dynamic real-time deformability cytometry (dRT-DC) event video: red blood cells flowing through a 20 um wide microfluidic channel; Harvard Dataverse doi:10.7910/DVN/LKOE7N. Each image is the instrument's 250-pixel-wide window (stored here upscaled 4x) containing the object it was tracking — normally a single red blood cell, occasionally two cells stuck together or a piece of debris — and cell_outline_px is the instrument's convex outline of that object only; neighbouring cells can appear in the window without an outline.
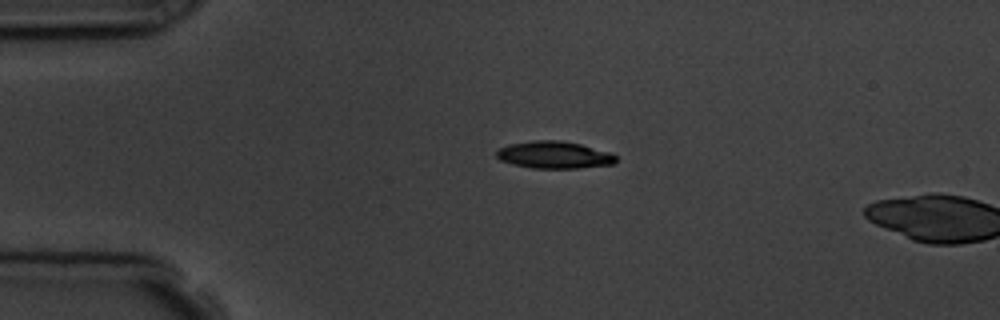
{"species": "common noctule bat (a hibernating species)", "species_latin": "Nyctalus noctula", "temperature_condition": "room temperature", "stored_images_in_passage": 2, "camera_frame_rate_fps": 3000, "um_per_image_px": 0.085, "animal": {"sex": "male", "body_mass_g": 19.5, "forearm_length_mm": 54.6}, "frame": {"image": 1, "passage_image": 1, "time_ms": 0.0, "image_size_px": [1000, 320], "cell_outline_px": [[616, 164], [580, 168], [532, 168], [512, 164], [500, 160], [496, 156], [496, 152], [500, 148], [512, 144], [532, 140], [560, 140], [580, 144], [612, 152], [616, 156]], "centroid_in_image_um": [47.15, 13.17], "position_along_channel_um": 37.8, "area_um2": 19.02}}